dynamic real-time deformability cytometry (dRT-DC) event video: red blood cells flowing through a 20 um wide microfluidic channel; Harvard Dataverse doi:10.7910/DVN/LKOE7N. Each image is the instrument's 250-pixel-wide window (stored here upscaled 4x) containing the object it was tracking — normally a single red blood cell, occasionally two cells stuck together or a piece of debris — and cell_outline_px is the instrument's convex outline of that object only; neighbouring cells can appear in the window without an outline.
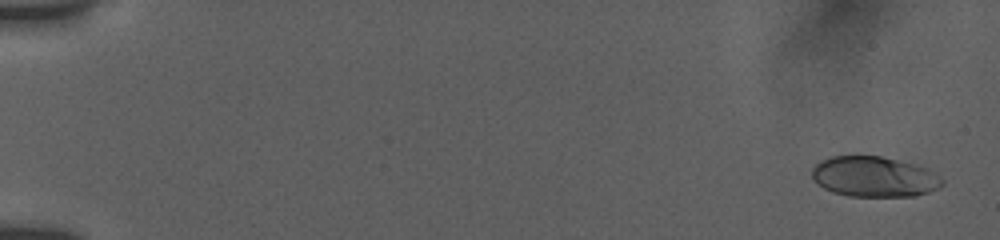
{"species": "human", "species_latin": "Homo sapiens", "temperature_condition": "room temperature", "stored_images_in_passage": 55, "camera_frame_rate_fps": 3000, "um_per_image_px": 0.085, "donor": {"sex": "female"}, "frame": {"image": 1, "passage_image": 2, "time_ms": 0.333, "image_size_px": [1000, 240], "cell_outline_px": [[944, 184], [940, 188], [916, 196], [848, 196], [832, 192], [824, 188], [812, 180], [812, 168], [816, 164], [832, 156], [880, 156], [928, 168], [940, 176], [944, 180]], "centroid_in_image_um": [74.32, 15.03], "position_along_channel_um": 10.7, "area_um2": 30.69}}
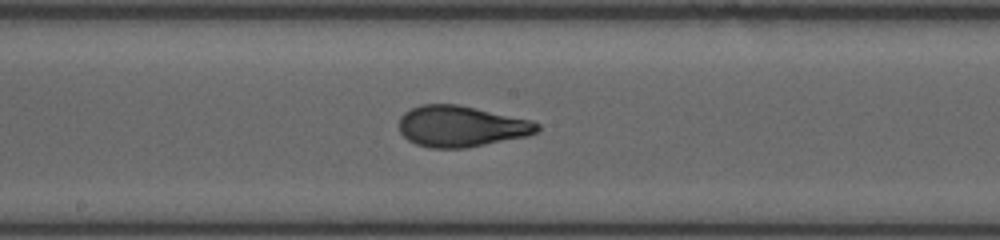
{"frame": {"image": 2, "passage_image": 31, "time_ms": 10.0, "image_size_px": [1000, 240], "cell_outline_px": [[540, 128], [536, 132], [528, 136], [468, 148], [428, 148], [416, 144], [408, 140], [400, 132], [400, 116], [404, 112], [420, 104], [456, 104], [532, 120], [540, 124]], "centroid_in_image_um": [39.2, 10.75], "position_along_channel_um": 209.0, "area_um2": 33.18}}
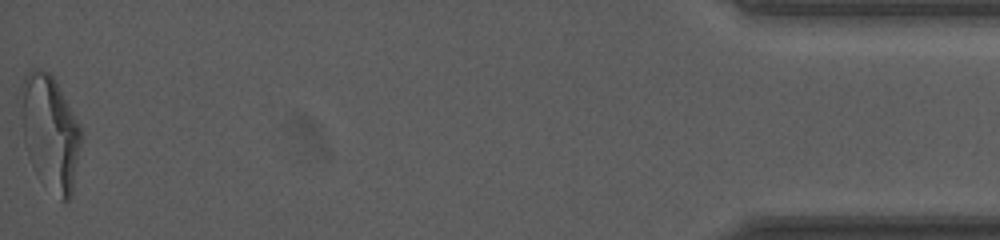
{"frame": {"image": 3, "passage_image": 55, "time_ms": 18.0, "image_size_px": [1000, 240], "cell_outline_px": [[80, 144], [72, 196], [68, 200], [60, 200], [28, 156], [24, 144], [16, 96], [24, 76], [32, 68], [40, 68], [48, 72], [56, 80], [80, 128]], "centroid_in_image_um": [4.19, 11.12], "position_along_channel_um": 431.0, "area_um2": 40.0}, "authors_computed_cell_mechanics": {"area_um2": 32.5992, "velocity_mm_per_s": 3.8366, "shape_relaxation_time_tau1_ms": 5.2215, "shape_relaxation_time_tau2_ms": 1.0246, "deformation_change_tau1": 0.2002, "deformation_change_tau2": 0.0807}}